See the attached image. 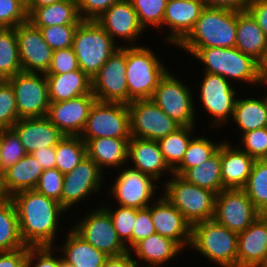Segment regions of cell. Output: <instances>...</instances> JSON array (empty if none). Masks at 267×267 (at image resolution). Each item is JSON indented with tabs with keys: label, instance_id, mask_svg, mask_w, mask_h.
I'll return each instance as SVG.
<instances>
[{
	"label": "cell",
	"instance_id": "41",
	"mask_svg": "<svg viewBox=\"0 0 267 267\" xmlns=\"http://www.w3.org/2000/svg\"><path fill=\"white\" fill-rule=\"evenodd\" d=\"M220 145L221 142L215 144L204 137H193L187 146L183 160L173 173L181 176L187 169L198 166L210 158Z\"/></svg>",
	"mask_w": 267,
	"mask_h": 267
},
{
	"label": "cell",
	"instance_id": "34",
	"mask_svg": "<svg viewBox=\"0 0 267 267\" xmlns=\"http://www.w3.org/2000/svg\"><path fill=\"white\" fill-rule=\"evenodd\" d=\"M262 99L243 98L236 100L232 118L242 134L267 127V96Z\"/></svg>",
	"mask_w": 267,
	"mask_h": 267
},
{
	"label": "cell",
	"instance_id": "12",
	"mask_svg": "<svg viewBox=\"0 0 267 267\" xmlns=\"http://www.w3.org/2000/svg\"><path fill=\"white\" fill-rule=\"evenodd\" d=\"M126 46L113 53L92 78V93L99 102L128 104Z\"/></svg>",
	"mask_w": 267,
	"mask_h": 267
},
{
	"label": "cell",
	"instance_id": "62",
	"mask_svg": "<svg viewBox=\"0 0 267 267\" xmlns=\"http://www.w3.org/2000/svg\"><path fill=\"white\" fill-rule=\"evenodd\" d=\"M0 177H1V129H0Z\"/></svg>",
	"mask_w": 267,
	"mask_h": 267
},
{
	"label": "cell",
	"instance_id": "17",
	"mask_svg": "<svg viewBox=\"0 0 267 267\" xmlns=\"http://www.w3.org/2000/svg\"><path fill=\"white\" fill-rule=\"evenodd\" d=\"M120 172L110 189L112 197L117 199L119 206L146 208L156 191L154 179L130 167Z\"/></svg>",
	"mask_w": 267,
	"mask_h": 267
},
{
	"label": "cell",
	"instance_id": "56",
	"mask_svg": "<svg viewBox=\"0 0 267 267\" xmlns=\"http://www.w3.org/2000/svg\"><path fill=\"white\" fill-rule=\"evenodd\" d=\"M267 37V0H253L248 8Z\"/></svg>",
	"mask_w": 267,
	"mask_h": 267
},
{
	"label": "cell",
	"instance_id": "48",
	"mask_svg": "<svg viewBox=\"0 0 267 267\" xmlns=\"http://www.w3.org/2000/svg\"><path fill=\"white\" fill-rule=\"evenodd\" d=\"M28 20L26 5L20 0H0V28H15Z\"/></svg>",
	"mask_w": 267,
	"mask_h": 267
},
{
	"label": "cell",
	"instance_id": "19",
	"mask_svg": "<svg viewBox=\"0 0 267 267\" xmlns=\"http://www.w3.org/2000/svg\"><path fill=\"white\" fill-rule=\"evenodd\" d=\"M95 101L93 94H85L67 101L50 102L46 117L64 135L80 136Z\"/></svg>",
	"mask_w": 267,
	"mask_h": 267
},
{
	"label": "cell",
	"instance_id": "27",
	"mask_svg": "<svg viewBox=\"0 0 267 267\" xmlns=\"http://www.w3.org/2000/svg\"><path fill=\"white\" fill-rule=\"evenodd\" d=\"M43 171L38 160L32 154H26L0 177L4 197L10 198L20 191L34 189Z\"/></svg>",
	"mask_w": 267,
	"mask_h": 267
},
{
	"label": "cell",
	"instance_id": "40",
	"mask_svg": "<svg viewBox=\"0 0 267 267\" xmlns=\"http://www.w3.org/2000/svg\"><path fill=\"white\" fill-rule=\"evenodd\" d=\"M242 189L261 214L267 211V159H256L248 181Z\"/></svg>",
	"mask_w": 267,
	"mask_h": 267
},
{
	"label": "cell",
	"instance_id": "42",
	"mask_svg": "<svg viewBox=\"0 0 267 267\" xmlns=\"http://www.w3.org/2000/svg\"><path fill=\"white\" fill-rule=\"evenodd\" d=\"M168 0H130L138 15L140 25L145 30L147 25L163 26V17Z\"/></svg>",
	"mask_w": 267,
	"mask_h": 267
},
{
	"label": "cell",
	"instance_id": "63",
	"mask_svg": "<svg viewBox=\"0 0 267 267\" xmlns=\"http://www.w3.org/2000/svg\"><path fill=\"white\" fill-rule=\"evenodd\" d=\"M7 79L0 73V84L6 82Z\"/></svg>",
	"mask_w": 267,
	"mask_h": 267
},
{
	"label": "cell",
	"instance_id": "1",
	"mask_svg": "<svg viewBox=\"0 0 267 267\" xmlns=\"http://www.w3.org/2000/svg\"><path fill=\"white\" fill-rule=\"evenodd\" d=\"M15 204L20 235L26 246H53L59 214L66 211L59 202L35 189L10 197Z\"/></svg>",
	"mask_w": 267,
	"mask_h": 267
},
{
	"label": "cell",
	"instance_id": "2",
	"mask_svg": "<svg viewBox=\"0 0 267 267\" xmlns=\"http://www.w3.org/2000/svg\"><path fill=\"white\" fill-rule=\"evenodd\" d=\"M237 11L205 7L180 48L235 47Z\"/></svg>",
	"mask_w": 267,
	"mask_h": 267
},
{
	"label": "cell",
	"instance_id": "61",
	"mask_svg": "<svg viewBox=\"0 0 267 267\" xmlns=\"http://www.w3.org/2000/svg\"><path fill=\"white\" fill-rule=\"evenodd\" d=\"M59 267H73V266L67 264L66 262H64V261L62 260V261H61V264H60Z\"/></svg>",
	"mask_w": 267,
	"mask_h": 267
},
{
	"label": "cell",
	"instance_id": "16",
	"mask_svg": "<svg viewBox=\"0 0 267 267\" xmlns=\"http://www.w3.org/2000/svg\"><path fill=\"white\" fill-rule=\"evenodd\" d=\"M202 83H200V96L203 108L215 119L214 126H220L233 117L236 104V91L231 82L223 76L204 72Z\"/></svg>",
	"mask_w": 267,
	"mask_h": 267
},
{
	"label": "cell",
	"instance_id": "3",
	"mask_svg": "<svg viewBox=\"0 0 267 267\" xmlns=\"http://www.w3.org/2000/svg\"><path fill=\"white\" fill-rule=\"evenodd\" d=\"M204 62L207 73L223 76L226 80L261 84L258 73V61L242 53L236 47L229 48H183Z\"/></svg>",
	"mask_w": 267,
	"mask_h": 267
},
{
	"label": "cell",
	"instance_id": "67",
	"mask_svg": "<svg viewBox=\"0 0 267 267\" xmlns=\"http://www.w3.org/2000/svg\"><path fill=\"white\" fill-rule=\"evenodd\" d=\"M262 215H263V216L266 218V220H267V211H265Z\"/></svg>",
	"mask_w": 267,
	"mask_h": 267
},
{
	"label": "cell",
	"instance_id": "14",
	"mask_svg": "<svg viewBox=\"0 0 267 267\" xmlns=\"http://www.w3.org/2000/svg\"><path fill=\"white\" fill-rule=\"evenodd\" d=\"M85 218V219H84ZM73 230L86 242L108 256L121 255L128 251L119 239L109 213L99 206L84 217Z\"/></svg>",
	"mask_w": 267,
	"mask_h": 267
},
{
	"label": "cell",
	"instance_id": "60",
	"mask_svg": "<svg viewBox=\"0 0 267 267\" xmlns=\"http://www.w3.org/2000/svg\"><path fill=\"white\" fill-rule=\"evenodd\" d=\"M59 1L61 0H31L26 7H42Z\"/></svg>",
	"mask_w": 267,
	"mask_h": 267
},
{
	"label": "cell",
	"instance_id": "29",
	"mask_svg": "<svg viewBox=\"0 0 267 267\" xmlns=\"http://www.w3.org/2000/svg\"><path fill=\"white\" fill-rule=\"evenodd\" d=\"M50 102L67 101L92 93V80L80 69L58 75H46Z\"/></svg>",
	"mask_w": 267,
	"mask_h": 267
},
{
	"label": "cell",
	"instance_id": "54",
	"mask_svg": "<svg viewBox=\"0 0 267 267\" xmlns=\"http://www.w3.org/2000/svg\"><path fill=\"white\" fill-rule=\"evenodd\" d=\"M28 247L0 252V267H27Z\"/></svg>",
	"mask_w": 267,
	"mask_h": 267
},
{
	"label": "cell",
	"instance_id": "4",
	"mask_svg": "<svg viewBox=\"0 0 267 267\" xmlns=\"http://www.w3.org/2000/svg\"><path fill=\"white\" fill-rule=\"evenodd\" d=\"M133 45L126 47L128 104L134 100L151 99L168 71L150 48Z\"/></svg>",
	"mask_w": 267,
	"mask_h": 267
},
{
	"label": "cell",
	"instance_id": "58",
	"mask_svg": "<svg viewBox=\"0 0 267 267\" xmlns=\"http://www.w3.org/2000/svg\"><path fill=\"white\" fill-rule=\"evenodd\" d=\"M130 251L121 255L108 256L103 267H138V261L133 259Z\"/></svg>",
	"mask_w": 267,
	"mask_h": 267
},
{
	"label": "cell",
	"instance_id": "23",
	"mask_svg": "<svg viewBox=\"0 0 267 267\" xmlns=\"http://www.w3.org/2000/svg\"><path fill=\"white\" fill-rule=\"evenodd\" d=\"M267 259V220L261 214L238 233L237 267H261Z\"/></svg>",
	"mask_w": 267,
	"mask_h": 267
},
{
	"label": "cell",
	"instance_id": "10",
	"mask_svg": "<svg viewBox=\"0 0 267 267\" xmlns=\"http://www.w3.org/2000/svg\"><path fill=\"white\" fill-rule=\"evenodd\" d=\"M7 81L14 89L20 118L47 116L50 99L45 74L21 72Z\"/></svg>",
	"mask_w": 267,
	"mask_h": 267
},
{
	"label": "cell",
	"instance_id": "43",
	"mask_svg": "<svg viewBox=\"0 0 267 267\" xmlns=\"http://www.w3.org/2000/svg\"><path fill=\"white\" fill-rule=\"evenodd\" d=\"M26 154L16 132L12 128L1 129V176Z\"/></svg>",
	"mask_w": 267,
	"mask_h": 267
},
{
	"label": "cell",
	"instance_id": "31",
	"mask_svg": "<svg viewBox=\"0 0 267 267\" xmlns=\"http://www.w3.org/2000/svg\"><path fill=\"white\" fill-rule=\"evenodd\" d=\"M235 47L259 61L267 47V37L248 10L237 11Z\"/></svg>",
	"mask_w": 267,
	"mask_h": 267
},
{
	"label": "cell",
	"instance_id": "39",
	"mask_svg": "<svg viewBox=\"0 0 267 267\" xmlns=\"http://www.w3.org/2000/svg\"><path fill=\"white\" fill-rule=\"evenodd\" d=\"M21 72L15 28H0V73L9 79Z\"/></svg>",
	"mask_w": 267,
	"mask_h": 267
},
{
	"label": "cell",
	"instance_id": "36",
	"mask_svg": "<svg viewBox=\"0 0 267 267\" xmlns=\"http://www.w3.org/2000/svg\"><path fill=\"white\" fill-rule=\"evenodd\" d=\"M24 247L15 204L11 198L5 197L0 202V252Z\"/></svg>",
	"mask_w": 267,
	"mask_h": 267
},
{
	"label": "cell",
	"instance_id": "65",
	"mask_svg": "<svg viewBox=\"0 0 267 267\" xmlns=\"http://www.w3.org/2000/svg\"><path fill=\"white\" fill-rule=\"evenodd\" d=\"M21 2H23L25 5H27L31 0H20Z\"/></svg>",
	"mask_w": 267,
	"mask_h": 267
},
{
	"label": "cell",
	"instance_id": "33",
	"mask_svg": "<svg viewBox=\"0 0 267 267\" xmlns=\"http://www.w3.org/2000/svg\"><path fill=\"white\" fill-rule=\"evenodd\" d=\"M131 250L138 260L160 266L178 255L182 248L172 239L155 233L138 242Z\"/></svg>",
	"mask_w": 267,
	"mask_h": 267
},
{
	"label": "cell",
	"instance_id": "30",
	"mask_svg": "<svg viewBox=\"0 0 267 267\" xmlns=\"http://www.w3.org/2000/svg\"><path fill=\"white\" fill-rule=\"evenodd\" d=\"M131 138L100 137L86 142L87 156L103 171L104 168H120L128 161V142Z\"/></svg>",
	"mask_w": 267,
	"mask_h": 267
},
{
	"label": "cell",
	"instance_id": "13",
	"mask_svg": "<svg viewBox=\"0 0 267 267\" xmlns=\"http://www.w3.org/2000/svg\"><path fill=\"white\" fill-rule=\"evenodd\" d=\"M260 215L243 189H223L216 195L214 219L231 231L243 232Z\"/></svg>",
	"mask_w": 267,
	"mask_h": 267
},
{
	"label": "cell",
	"instance_id": "11",
	"mask_svg": "<svg viewBox=\"0 0 267 267\" xmlns=\"http://www.w3.org/2000/svg\"><path fill=\"white\" fill-rule=\"evenodd\" d=\"M170 73L161 78L151 100L181 126H195L192 92Z\"/></svg>",
	"mask_w": 267,
	"mask_h": 267
},
{
	"label": "cell",
	"instance_id": "44",
	"mask_svg": "<svg viewBox=\"0 0 267 267\" xmlns=\"http://www.w3.org/2000/svg\"><path fill=\"white\" fill-rule=\"evenodd\" d=\"M111 216L114 229L121 242L126 246L130 245L128 251L132 247V231L136 220V208L120 206L115 211L103 207Z\"/></svg>",
	"mask_w": 267,
	"mask_h": 267
},
{
	"label": "cell",
	"instance_id": "46",
	"mask_svg": "<svg viewBox=\"0 0 267 267\" xmlns=\"http://www.w3.org/2000/svg\"><path fill=\"white\" fill-rule=\"evenodd\" d=\"M77 27L78 25H56L38 28L45 42L55 51L72 47Z\"/></svg>",
	"mask_w": 267,
	"mask_h": 267
},
{
	"label": "cell",
	"instance_id": "35",
	"mask_svg": "<svg viewBox=\"0 0 267 267\" xmlns=\"http://www.w3.org/2000/svg\"><path fill=\"white\" fill-rule=\"evenodd\" d=\"M181 177L217 195L224 189L221 178V145L210 158L196 167L187 169Z\"/></svg>",
	"mask_w": 267,
	"mask_h": 267
},
{
	"label": "cell",
	"instance_id": "49",
	"mask_svg": "<svg viewBox=\"0 0 267 267\" xmlns=\"http://www.w3.org/2000/svg\"><path fill=\"white\" fill-rule=\"evenodd\" d=\"M245 151L255 159H267V127L259 128L242 134Z\"/></svg>",
	"mask_w": 267,
	"mask_h": 267
},
{
	"label": "cell",
	"instance_id": "21",
	"mask_svg": "<svg viewBox=\"0 0 267 267\" xmlns=\"http://www.w3.org/2000/svg\"><path fill=\"white\" fill-rule=\"evenodd\" d=\"M95 21L114 42L120 37L133 43L144 31L130 0H118Z\"/></svg>",
	"mask_w": 267,
	"mask_h": 267
},
{
	"label": "cell",
	"instance_id": "52",
	"mask_svg": "<svg viewBox=\"0 0 267 267\" xmlns=\"http://www.w3.org/2000/svg\"><path fill=\"white\" fill-rule=\"evenodd\" d=\"M156 233L150 210L136 208V220L132 231V248L140 241Z\"/></svg>",
	"mask_w": 267,
	"mask_h": 267
},
{
	"label": "cell",
	"instance_id": "9",
	"mask_svg": "<svg viewBox=\"0 0 267 267\" xmlns=\"http://www.w3.org/2000/svg\"><path fill=\"white\" fill-rule=\"evenodd\" d=\"M128 109L131 137L159 141L181 127L151 99L134 100Z\"/></svg>",
	"mask_w": 267,
	"mask_h": 267
},
{
	"label": "cell",
	"instance_id": "5",
	"mask_svg": "<svg viewBox=\"0 0 267 267\" xmlns=\"http://www.w3.org/2000/svg\"><path fill=\"white\" fill-rule=\"evenodd\" d=\"M115 43L95 20H82L72 44L80 70L92 80L109 57L120 48Z\"/></svg>",
	"mask_w": 267,
	"mask_h": 267
},
{
	"label": "cell",
	"instance_id": "6",
	"mask_svg": "<svg viewBox=\"0 0 267 267\" xmlns=\"http://www.w3.org/2000/svg\"><path fill=\"white\" fill-rule=\"evenodd\" d=\"M238 233L214 218L192 226L190 246L220 267H237Z\"/></svg>",
	"mask_w": 267,
	"mask_h": 267
},
{
	"label": "cell",
	"instance_id": "53",
	"mask_svg": "<svg viewBox=\"0 0 267 267\" xmlns=\"http://www.w3.org/2000/svg\"><path fill=\"white\" fill-rule=\"evenodd\" d=\"M117 1L118 0H77L79 15L82 20H96Z\"/></svg>",
	"mask_w": 267,
	"mask_h": 267
},
{
	"label": "cell",
	"instance_id": "59",
	"mask_svg": "<svg viewBox=\"0 0 267 267\" xmlns=\"http://www.w3.org/2000/svg\"><path fill=\"white\" fill-rule=\"evenodd\" d=\"M258 73L261 83L267 85V47L262 58L258 61Z\"/></svg>",
	"mask_w": 267,
	"mask_h": 267
},
{
	"label": "cell",
	"instance_id": "50",
	"mask_svg": "<svg viewBox=\"0 0 267 267\" xmlns=\"http://www.w3.org/2000/svg\"><path fill=\"white\" fill-rule=\"evenodd\" d=\"M79 63L72 47L53 51L51 65L45 75H58L78 70Z\"/></svg>",
	"mask_w": 267,
	"mask_h": 267
},
{
	"label": "cell",
	"instance_id": "47",
	"mask_svg": "<svg viewBox=\"0 0 267 267\" xmlns=\"http://www.w3.org/2000/svg\"><path fill=\"white\" fill-rule=\"evenodd\" d=\"M63 183L64 174L57 168L46 169L42 172L34 189L42 195L56 200L61 205Z\"/></svg>",
	"mask_w": 267,
	"mask_h": 267
},
{
	"label": "cell",
	"instance_id": "15",
	"mask_svg": "<svg viewBox=\"0 0 267 267\" xmlns=\"http://www.w3.org/2000/svg\"><path fill=\"white\" fill-rule=\"evenodd\" d=\"M22 72L46 74L53 50L45 42L38 27L30 21L15 27Z\"/></svg>",
	"mask_w": 267,
	"mask_h": 267
},
{
	"label": "cell",
	"instance_id": "20",
	"mask_svg": "<svg viewBox=\"0 0 267 267\" xmlns=\"http://www.w3.org/2000/svg\"><path fill=\"white\" fill-rule=\"evenodd\" d=\"M150 210L153 225L156 233L175 241L182 249L190 246L192 226L185 219L182 213L171 204L164 196L154 200Z\"/></svg>",
	"mask_w": 267,
	"mask_h": 267
},
{
	"label": "cell",
	"instance_id": "38",
	"mask_svg": "<svg viewBox=\"0 0 267 267\" xmlns=\"http://www.w3.org/2000/svg\"><path fill=\"white\" fill-rule=\"evenodd\" d=\"M195 126H181L158 141L167 165L174 170L183 160ZM190 135V136H189ZM191 137V138H190Z\"/></svg>",
	"mask_w": 267,
	"mask_h": 267
},
{
	"label": "cell",
	"instance_id": "57",
	"mask_svg": "<svg viewBox=\"0 0 267 267\" xmlns=\"http://www.w3.org/2000/svg\"><path fill=\"white\" fill-rule=\"evenodd\" d=\"M31 154L38 160L43 170L56 167L55 146L39 148Z\"/></svg>",
	"mask_w": 267,
	"mask_h": 267
},
{
	"label": "cell",
	"instance_id": "25",
	"mask_svg": "<svg viewBox=\"0 0 267 267\" xmlns=\"http://www.w3.org/2000/svg\"><path fill=\"white\" fill-rule=\"evenodd\" d=\"M134 163V168L151 176L155 181L162 176L163 171L173 173L167 165L158 141L131 137L128 142V159Z\"/></svg>",
	"mask_w": 267,
	"mask_h": 267
},
{
	"label": "cell",
	"instance_id": "18",
	"mask_svg": "<svg viewBox=\"0 0 267 267\" xmlns=\"http://www.w3.org/2000/svg\"><path fill=\"white\" fill-rule=\"evenodd\" d=\"M100 167L86 156L72 171L64 174L61 206L67 210L93 192H98L103 180Z\"/></svg>",
	"mask_w": 267,
	"mask_h": 267
},
{
	"label": "cell",
	"instance_id": "66",
	"mask_svg": "<svg viewBox=\"0 0 267 267\" xmlns=\"http://www.w3.org/2000/svg\"><path fill=\"white\" fill-rule=\"evenodd\" d=\"M138 267H139V265H138ZM144 267V266H143ZM145 267H160V266H154V265H147V266H145Z\"/></svg>",
	"mask_w": 267,
	"mask_h": 267
},
{
	"label": "cell",
	"instance_id": "32",
	"mask_svg": "<svg viewBox=\"0 0 267 267\" xmlns=\"http://www.w3.org/2000/svg\"><path fill=\"white\" fill-rule=\"evenodd\" d=\"M62 246V259L73 267H103L108 255L97 250L71 229Z\"/></svg>",
	"mask_w": 267,
	"mask_h": 267
},
{
	"label": "cell",
	"instance_id": "8",
	"mask_svg": "<svg viewBox=\"0 0 267 267\" xmlns=\"http://www.w3.org/2000/svg\"><path fill=\"white\" fill-rule=\"evenodd\" d=\"M100 137L131 138L128 104L95 101L80 138Z\"/></svg>",
	"mask_w": 267,
	"mask_h": 267
},
{
	"label": "cell",
	"instance_id": "68",
	"mask_svg": "<svg viewBox=\"0 0 267 267\" xmlns=\"http://www.w3.org/2000/svg\"><path fill=\"white\" fill-rule=\"evenodd\" d=\"M261 267H267V259H266L265 263Z\"/></svg>",
	"mask_w": 267,
	"mask_h": 267
},
{
	"label": "cell",
	"instance_id": "28",
	"mask_svg": "<svg viewBox=\"0 0 267 267\" xmlns=\"http://www.w3.org/2000/svg\"><path fill=\"white\" fill-rule=\"evenodd\" d=\"M28 21L35 27L79 25L82 21L77 0H61L42 7H26Z\"/></svg>",
	"mask_w": 267,
	"mask_h": 267
},
{
	"label": "cell",
	"instance_id": "24",
	"mask_svg": "<svg viewBox=\"0 0 267 267\" xmlns=\"http://www.w3.org/2000/svg\"><path fill=\"white\" fill-rule=\"evenodd\" d=\"M12 129L27 154L39 148L56 146L64 136L47 117L20 118Z\"/></svg>",
	"mask_w": 267,
	"mask_h": 267
},
{
	"label": "cell",
	"instance_id": "26",
	"mask_svg": "<svg viewBox=\"0 0 267 267\" xmlns=\"http://www.w3.org/2000/svg\"><path fill=\"white\" fill-rule=\"evenodd\" d=\"M256 159L241 148H232L221 141V178L224 189H242L252 172Z\"/></svg>",
	"mask_w": 267,
	"mask_h": 267
},
{
	"label": "cell",
	"instance_id": "45",
	"mask_svg": "<svg viewBox=\"0 0 267 267\" xmlns=\"http://www.w3.org/2000/svg\"><path fill=\"white\" fill-rule=\"evenodd\" d=\"M20 119L14 89L6 81L0 84V129H11Z\"/></svg>",
	"mask_w": 267,
	"mask_h": 267
},
{
	"label": "cell",
	"instance_id": "7",
	"mask_svg": "<svg viewBox=\"0 0 267 267\" xmlns=\"http://www.w3.org/2000/svg\"><path fill=\"white\" fill-rule=\"evenodd\" d=\"M164 186L163 196L182 213L191 226L214 218L216 194L213 191L189 183L174 173Z\"/></svg>",
	"mask_w": 267,
	"mask_h": 267
},
{
	"label": "cell",
	"instance_id": "22",
	"mask_svg": "<svg viewBox=\"0 0 267 267\" xmlns=\"http://www.w3.org/2000/svg\"><path fill=\"white\" fill-rule=\"evenodd\" d=\"M204 8L203 0H168L163 25L171 33L166 40L177 47L192 31Z\"/></svg>",
	"mask_w": 267,
	"mask_h": 267
},
{
	"label": "cell",
	"instance_id": "64",
	"mask_svg": "<svg viewBox=\"0 0 267 267\" xmlns=\"http://www.w3.org/2000/svg\"><path fill=\"white\" fill-rule=\"evenodd\" d=\"M4 195L2 193V190H1V182H0V202L4 199Z\"/></svg>",
	"mask_w": 267,
	"mask_h": 267
},
{
	"label": "cell",
	"instance_id": "55",
	"mask_svg": "<svg viewBox=\"0 0 267 267\" xmlns=\"http://www.w3.org/2000/svg\"><path fill=\"white\" fill-rule=\"evenodd\" d=\"M205 7L246 11L253 0H203Z\"/></svg>",
	"mask_w": 267,
	"mask_h": 267
},
{
	"label": "cell",
	"instance_id": "37",
	"mask_svg": "<svg viewBox=\"0 0 267 267\" xmlns=\"http://www.w3.org/2000/svg\"><path fill=\"white\" fill-rule=\"evenodd\" d=\"M56 167L62 174L72 171L86 156V143L80 136L64 135L55 146Z\"/></svg>",
	"mask_w": 267,
	"mask_h": 267
},
{
	"label": "cell",
	"instance_id": "51",
	"mask_svg": "<svg viewBox=\"0 0 267 267\" xmlns=\"http://www.w3.org/2000/svg\"><path fill=\"white\" fill-rule=\"evenodd\" d=\"M53 248L54 246H29L27 267H59L63 259L62 257H53ZM35 259H37V262L33 261ZM33 262H35L34 265Z\"/></svg>",
	"mask_w": 267,
	"mask_h": 267
}]
</instances>
